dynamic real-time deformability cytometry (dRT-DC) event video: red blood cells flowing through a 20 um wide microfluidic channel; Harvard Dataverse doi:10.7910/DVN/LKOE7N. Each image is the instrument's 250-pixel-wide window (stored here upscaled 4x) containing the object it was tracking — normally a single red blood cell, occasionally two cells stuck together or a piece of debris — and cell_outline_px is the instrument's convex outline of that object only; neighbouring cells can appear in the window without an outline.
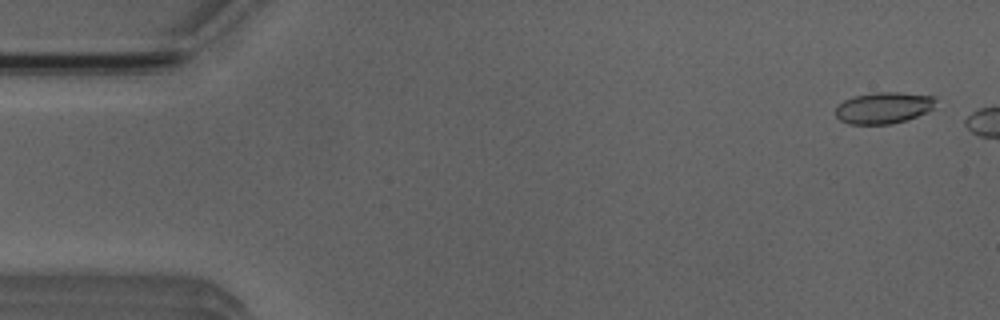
{"species": "Egyptian fruit bat (a non-hibernating species)", "species_latin": "Rousettus aegyptiacus", "temperature_condition": "room temperature", "stored_images_in_passage": 7, "camera_frame_rate_fps": 3000, "um_per_image_px": 0.085, "animal": {"sex": "male"}, "frame": {"image": 1, "passage_image": 1, "time_ms": 0.0, "image_size_px": [1000, 320], "cell_outline_px": [[936, 100], [932, 108], [928, 112], [892, 124], [848, 124], [840, 120], [836, 116], [836, 104], [852, 96], [872, 92], [900, 92], [936, 96]], "centroid_in_image_um": [75.08, 9.15], "position_along_channel_um": 9.9, "area_um2": 18.55}}